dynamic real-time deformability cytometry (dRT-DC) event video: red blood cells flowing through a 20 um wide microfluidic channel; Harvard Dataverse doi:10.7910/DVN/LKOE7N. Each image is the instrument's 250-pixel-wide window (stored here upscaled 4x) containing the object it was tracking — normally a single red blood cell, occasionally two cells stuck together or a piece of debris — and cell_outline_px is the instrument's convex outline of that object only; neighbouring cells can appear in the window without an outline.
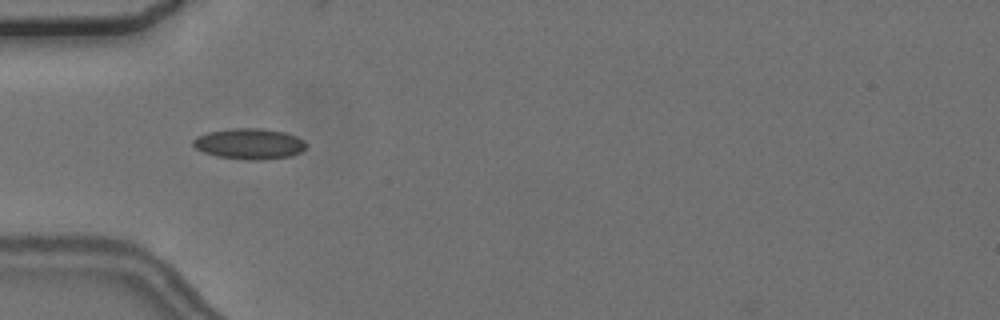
{"species": "common noctule bat (a hibernating species)", "species_latin": "Nyctalus noctula", "temperature_condition": "cold", "stored_images_in_passage": 7, "camera_frame_rate_fps": 3000, "um_per_image_px": 0.085, "animal": {"sex": "female", "body_mass_g": 24.6, "forearm_length_mm": 56.2}, "frame": {"image": 1, "passage_image": 6, "time_ms": 5.667, "image_size_px": [1000, 320], "cell_outline_px": [[308, 144], [300, 152], [292, 156], [264, 160], [248, 160], [216, 156], [204, 152], [196, 148], [192, 144], [192, 140], [196, 136], [208, 132], [228, 128], [260, 128], [284, 132], [296, 136], [304, 140]], "centroid_in_image_um": [21.19, 12.22], "position_along_channel_um": 63.8, "area_um2": 20.46}}
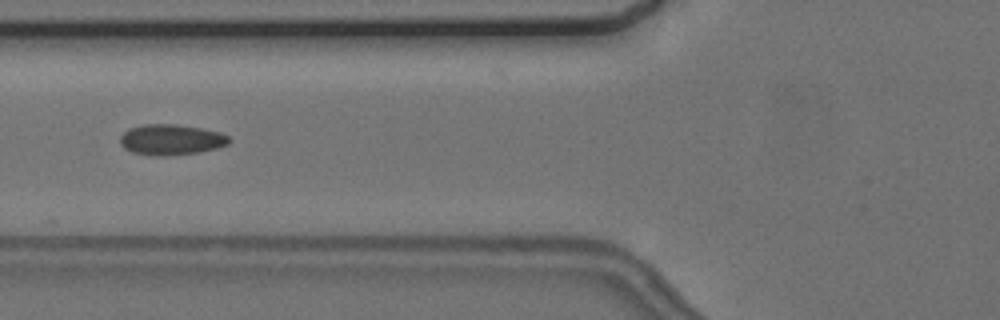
{"frame": {"image": 2, "passage_image": 7, "time_ms": 7.0, "image_size_px": [1000, 320], "cell_outline_px": [[232, 140], [228, 144], [216, 148], [200, 152], [164, 156], [156, 156], [132, 152], [124, 148], [120, 144], [120, 136], [128, 128], [144, 124], [176, 124], [200, 128], [220, 132], [228, 136]], "centroid_in_image_um": [14.53, 11.87], "position_along_channel_um": 111.3, "area_um2": 19.54}}